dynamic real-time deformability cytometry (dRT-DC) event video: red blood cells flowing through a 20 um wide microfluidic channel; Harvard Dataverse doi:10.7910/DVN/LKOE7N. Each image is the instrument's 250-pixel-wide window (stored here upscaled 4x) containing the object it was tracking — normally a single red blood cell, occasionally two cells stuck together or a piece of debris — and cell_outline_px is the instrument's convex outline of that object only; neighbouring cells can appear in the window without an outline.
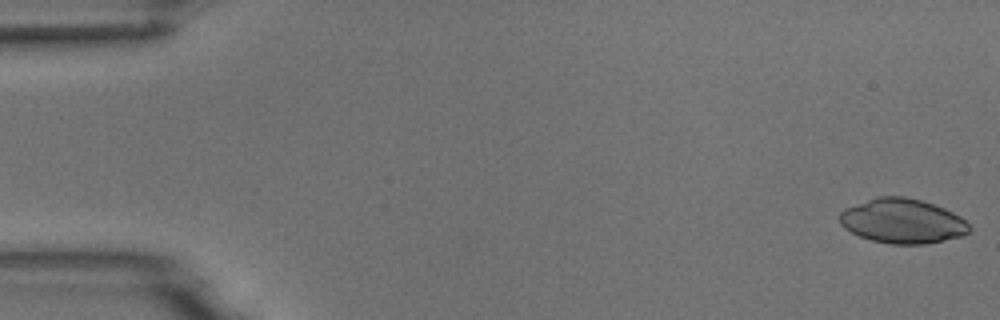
{"species": "common noctule bat (a hibernating species)", "species_latin": "Nyctalus noctula", "temperature_condition": "room temperature", "stored_images_in_passage": 54, "camera_frame_rate_fps": 3000, "um_per_image_px": 0.085, "animal": {"sex": "male", "body_mass_g": 18.8}, "frame": {"image": 1, "passage_image": 1, "time_ms": 0.0, "image_size_px": [1000, 320], "cell_outline_px": [[972, 228], [968, 232], [960, 236], [924, 244], [892, 244], [872, 240], [860, 236], [844, 228], [840, 224], [840, 212], [844, 208], [880, 196], [904, 196], [920, 200], [944, 208], [960, 216]], "centroid_in_image_um": [76.69, 18.79], "position_along_channel_um": 8.3, "area_um2": 33.35}}